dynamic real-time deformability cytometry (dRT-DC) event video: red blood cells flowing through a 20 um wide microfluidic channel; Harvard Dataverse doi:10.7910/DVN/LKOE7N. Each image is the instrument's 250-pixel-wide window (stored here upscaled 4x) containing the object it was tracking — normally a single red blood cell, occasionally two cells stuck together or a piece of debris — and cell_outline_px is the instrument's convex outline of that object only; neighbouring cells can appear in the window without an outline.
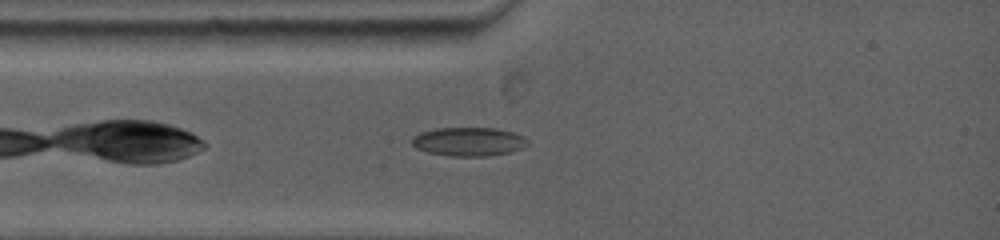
{"species": "common noctule bat (a hibernating species)", "species_latin": "Nyctalus noctula", "temperature_condition": "warm", "stored_images_in_passage": 23, "camera_frame_rate_fps": 5000, "um_per_image_px": 0.085, "animal": {"sex": "female", "body_mass_g": 19.0, "forearm_length_mm": 53.3}, "frame": {"image": 1, "passage_image": 3, "time_ms": 1.0, "image_size_px": [1000, 240], "cell_outline_px": [[528, 144], [520, 148], [508, 152], [488, 156], [452, 156], [428, 152], [416, 148], [412, 144], [412, 136], [420, 132], [436, 128], [496, 128], [512, 132], [524, 136], [528, 140]], "centroid_in_image_um": [39.81, 12.03], "position_along_channel_um": 45.2, "area_um2": 19.31}}
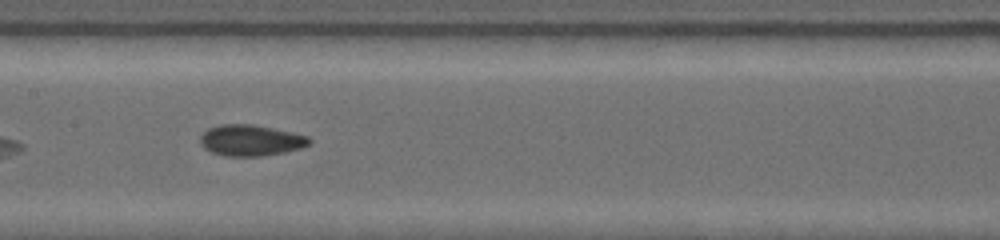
{"frame": {"image": 2, "passage_image": 10, "time_ms": 4.6, "image_size_px": [1000, 240], "cell_outline_px": [[312, 140], [308, 144], [300, 148], [284, 152], [260, 156], [224, 156], [212, 152], [204, 148], [200, 144], [200, 136], [208, 128], [220, 124], [252, 124], [272, 128], [308, 136]], "centroid_in_image_um": [21.27, 11.93], "position_along_channel_um": 186.1, "area_um2": 19.65}}
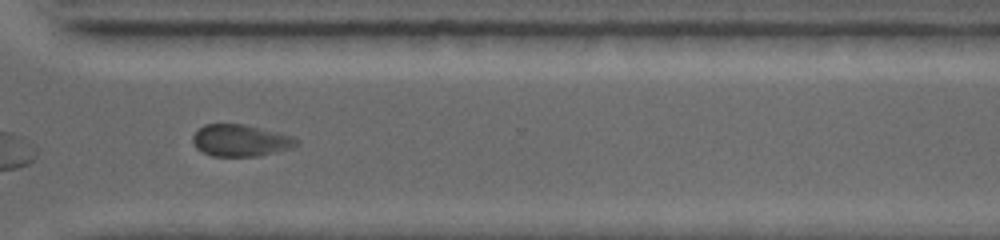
{"frame": {"image": 3, "passage_image": 18, "time_ms": 8.8, "image_size_px": [1000, 240], "cell_outline_px": [[300, 140], [292, 148], [256, 156], [212, 156], [196, 148], [192, 140], [192, 136], [204, 124], [244, 124], [292, 136]], "centroid_in_image_um": [20.42, 11.94], "position_along_channel_um": 350.2, "area_um2": 19.02}, "authors_computed_cell_mechanics": {"area_um2": 19.3052, "velocity_mm_per_s": 3.9056, "shape_relaxation_time_tau1_ms": 5.0138, "shape_relaxation_time_tau2_ms": 3.2247, "deformation_change_tau1": 0.0825, "deformation_change_tau2": 0.0858}}